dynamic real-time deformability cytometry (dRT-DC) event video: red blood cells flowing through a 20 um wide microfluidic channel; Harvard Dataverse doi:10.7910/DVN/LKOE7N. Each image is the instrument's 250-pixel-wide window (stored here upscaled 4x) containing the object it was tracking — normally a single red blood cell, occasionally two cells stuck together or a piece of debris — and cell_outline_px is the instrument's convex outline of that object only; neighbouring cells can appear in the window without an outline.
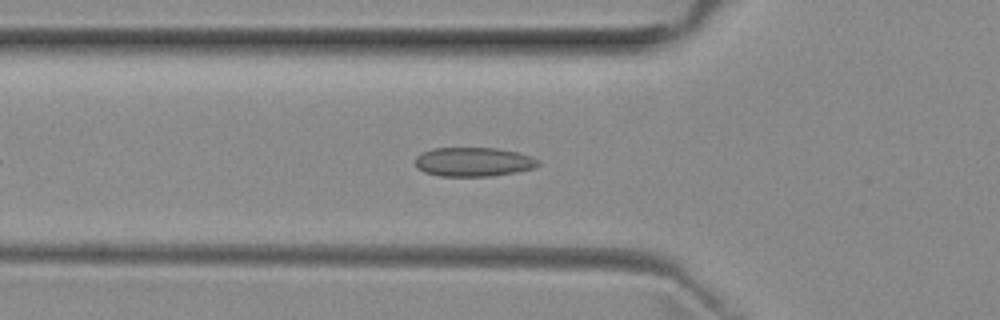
{"species": "common noctule bat (a hibernating species)", "species_latin": "Nyctalus noctula", "temperature_condition": "room temperature", "stored_images_in_passage": 40, "camera_frame_rate_fps": 3000, "um_per_image_px": 0.085, "animal": {"sex": "female", "body_mass_g": 29.2, "forearm_length_mm": 56.3}, "frame": {"image": 1, "passage_image": 8, "time_ms": 2.333, "image_size_px": [1000, 320], "cell_outline_px": [[540, 164], [532, 168], [516, 172], [492, 176], [440, 176], [424, 172], [416, 168], [416, 156], [420, 152], [432, 148], [496, 148], [516, 152], [532, 156], [540, 160]], "centroid_in_image_um": [40.22, 13.76], "position_along_channel_um": 85.6, "area_um2": 20.98}}
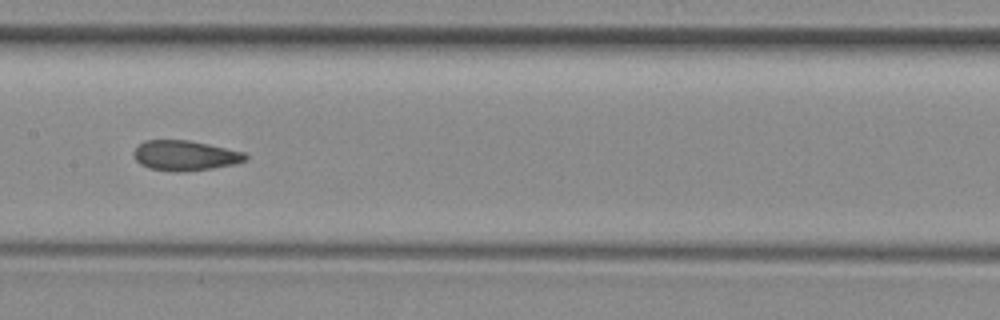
{"frame": {"image": 2, "passage_image": 16, "time_ms": 5.0, "image_size_px": [1000, 320], "cell_outline_px": [[248, 156], [244, 160], [232, 164], [212, 168], [180, 172], [176, 172], [148, 168], [140, 164], [132, 156], [132, 152], [144, 140], [188, 140], [208, 144], [244, 152]], "centroid_in_image_um": [15.67, 13.22], "position_along_channel_um": 191.7, "area_um2": 19.48}}
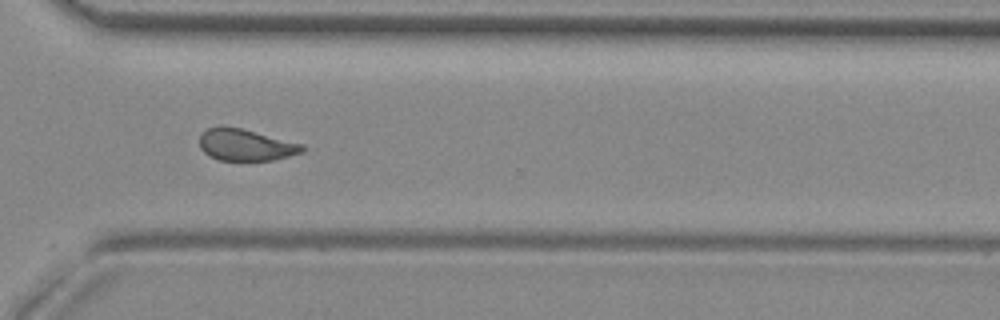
{"frame": {"image": 3, "passage_image": 28, "time_ms": 9.0, "image_size_px": [1000, 320], "cell_outline_px": [[304, 152], [272, 160], [220, 160], [208, 156], [200, 148], [200, 132], [208, 128], [220, 124], [224, 124], [304, 144]], "centroid_in_image_um": [20.84, 12.29], "position_along_channel_um": 349.8, "area_um2": 19.19}, "authors_computed_cell_mechanics": {"area_um2": 19.7387, "velocity_mm_per_s": 3.9647, "shape_relaxation_time_tau1_ms": null, "shape_relaxation_time_tau2_ms": 2.3251, "deformation_change_tau1": null, "deformation_change_tau2": 0.0667}}